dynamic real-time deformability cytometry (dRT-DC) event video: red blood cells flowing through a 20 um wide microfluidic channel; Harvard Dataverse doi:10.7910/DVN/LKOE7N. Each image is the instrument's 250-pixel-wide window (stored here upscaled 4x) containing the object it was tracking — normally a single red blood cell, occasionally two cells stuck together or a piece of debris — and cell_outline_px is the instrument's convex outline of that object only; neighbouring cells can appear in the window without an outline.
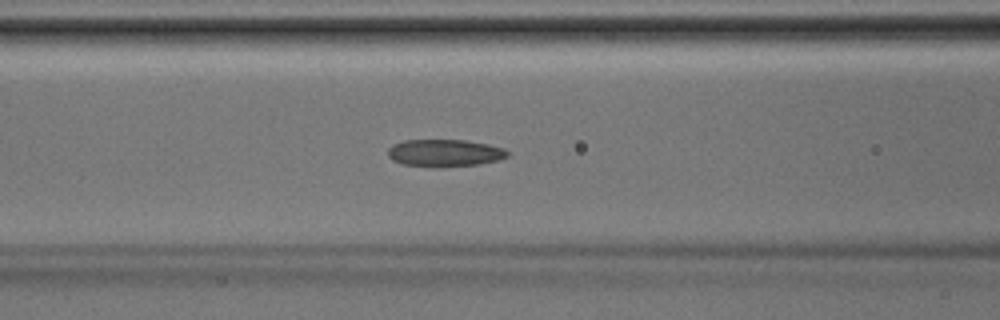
{"species": "Egyptian fruit bat (a non-hibernating species)", "species_latin": "Rousettus aegyptiacus", "temperature_condition": "room temperature", "stored_images_in_passage": 41, "camera_frame_rate_fps": 3000, "um_per_image_px": 0.085, "animal": {"sex": "male"}, "frame": {"image": 1, "passage_image": 17, "time_ms": 5.333, "image_size_px": [1000, 320], "cell_outline_px": [[512, 152], [508, 156], [500, 160], [480, 164], [436, 168], [432, 168], [404, 164], [392, 160], [388, 156], [388, 148], [392, 144], [404, 140], [464, 140], [488, 144], [504, 148]], "centroid_in_image_um": [37.82, 13.01], "position_along_channel_um": 128.8, "area_um2": 19.42}}
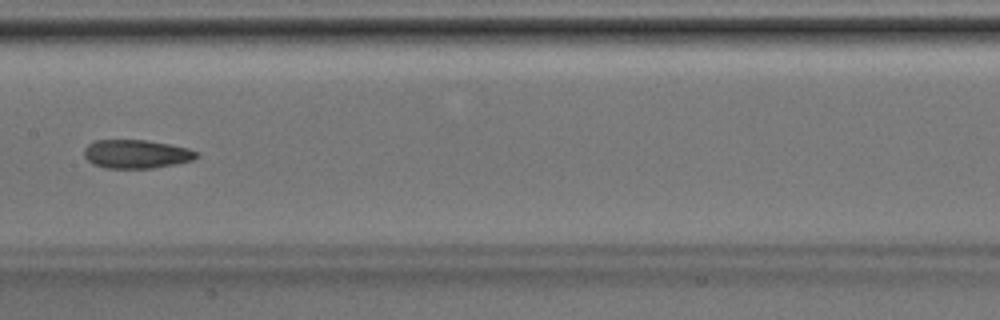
{"frame": {"image": 2, "passage_image": 21, "time_ms": 6.667, "image_size_px": [1000, 320], "cell_outline_px": [[200, 156], [192, 160], [176, 164], [152, 168], [104, 168], [92, 164], [84, 156], [84, 148], [88, 144], [96, 140], [148, 140], [188, 148], [200, 152]], "centroid_in_image_um": [11.6, 13.09], "position_along_channel_um": 195.8, "area_um2": 18.9}}
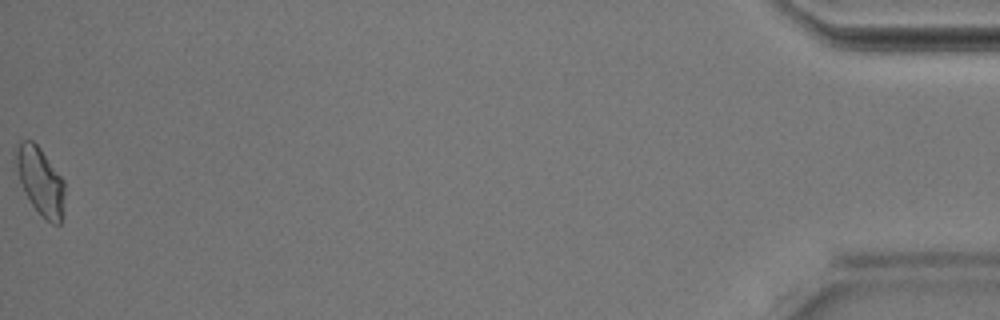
{"frame": {"image": 3, "passage_image": 41, "time_ms": 13.333, "image_size_px": [1000, 320], "cell_outline_px": [[64, 192], [60, 224], [52, 224], [32, 204], [24, 192], [12, 168], [12, 152], [20, 140], [32, 140], [40, 148], [64, 180]], "centroid_in_image_um": [3.32, 15.28], "position_along_channel_um": 431.9, "area_um2": 19.59}}